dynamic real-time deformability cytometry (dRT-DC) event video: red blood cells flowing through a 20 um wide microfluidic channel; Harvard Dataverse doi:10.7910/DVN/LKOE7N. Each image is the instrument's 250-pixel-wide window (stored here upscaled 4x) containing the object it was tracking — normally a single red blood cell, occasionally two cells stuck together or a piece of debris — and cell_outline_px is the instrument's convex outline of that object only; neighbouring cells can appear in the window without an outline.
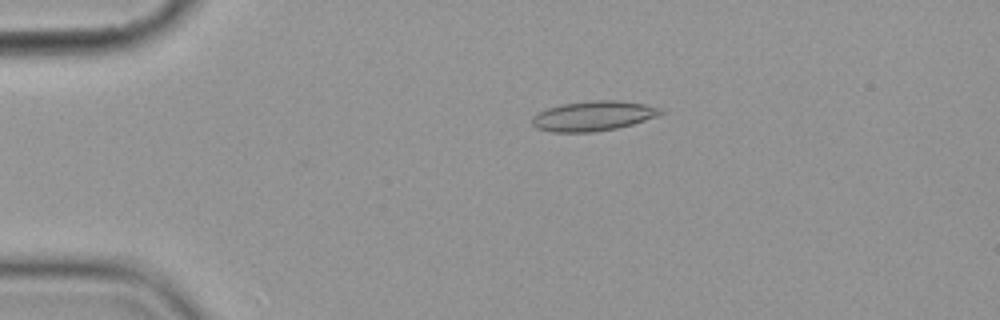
{"species": "common noctule bat (a hibernating species)", "species_latin": "Nyctalus noctula", "temperature_condition": "cold", "stored_images_in_passage": 6, "camera_frame_rate_fps": 3000, "um_per_image_px": 0.085, "animal": {"sex": "female", "body_mass_g": 19.9}, "frame": {"image": 1, "passage_image": 4, "time_ms": 3.667, "image_size_px": [1000, 320], "cell_outline_px": [[664, 112], [656, 116], [632, 124], [616, 128], [592, 132], [552, 132], [536, 128], [532, 124], [532, 116], [536, 112], [548, 108], [564, 104], [592, 100], [616, 100], [644, 104], [660, 108]], "centroid_in_image_um": [50.38, 9.86], "position_along_channel_um": 34.6, "area_um2": 22.2}}